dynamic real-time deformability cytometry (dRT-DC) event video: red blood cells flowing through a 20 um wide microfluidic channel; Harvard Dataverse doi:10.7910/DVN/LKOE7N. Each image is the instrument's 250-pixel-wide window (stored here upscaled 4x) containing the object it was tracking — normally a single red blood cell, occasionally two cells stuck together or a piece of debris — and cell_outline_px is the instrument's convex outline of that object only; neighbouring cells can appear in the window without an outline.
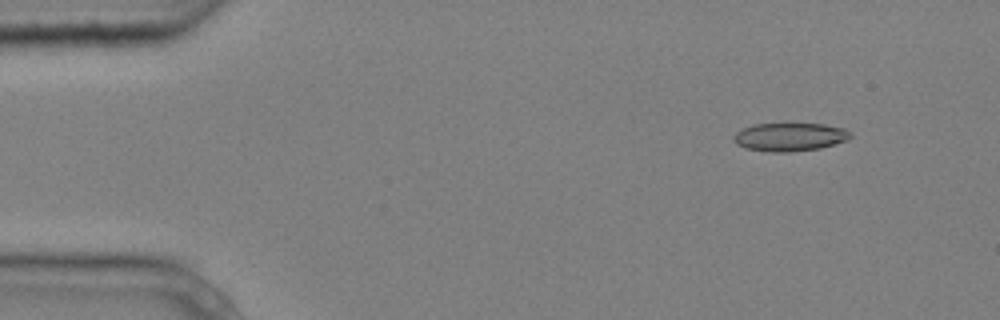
{"species": "common noctule bat (a hibernating species)", "species_latin": "Nyctalus noctula", "temperature_condition": "cold", "stored_images_in_passage": 8, "camera_frame_rate_fps": 3000, "um_per_image_px": 0.085, "animal": {"sex": "male", "body_mass_g": 20.4}, "frame": {"image": 1, "passage_image": 2, "time_ms": 0.333, "image_size_px": [1000, 320], "cell_outline_px": [[852, 136], [848, 140], [820, 148], [788, 152], [768, 152], [744, 148], [736, 144], [732, 140], [732, 136], [740, 128], [752, 124], [824, 124], [844, 128], [852, 132]], "centroid_in_image_um": [67.09, 11.64], "position_along_channel_um": 17.9, "area_um2": 19.54}}
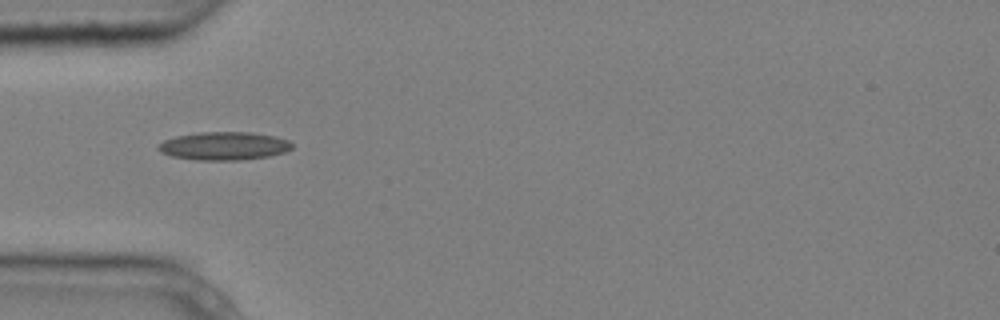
{"frame": {"image": 2, "passage_image": 5, "time_ms": 1.333, "image_size_px": [1000, 320], "cell_outline_px": [[292, 148], [284, 152], [268, 156], [240, 160], [196, 160], [172, 156], [160, 152], [156, 148], [156, 144], [164, 140], [176, 136], [200, 132], [252, 132], [276, 136], [288, 140], [292, 144]], "centroid_in_image_um": [19.01, 12.4], "position_along_channel_um": 66.0, "area_um2": 22.08}}
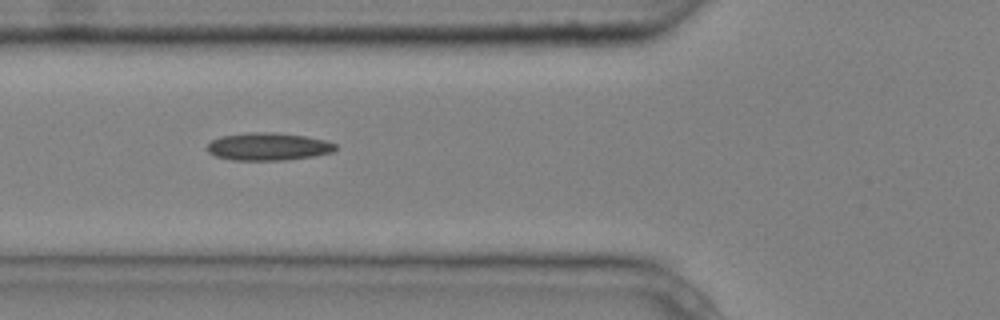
{"frame": {"image": 3, "passage_image": 6, "time_ms": 1.667, "image_size_px": [1000, 320], "cell_outline_px": [[336, 148], [332, 152], [312, 156], [284, 160], [232, 160], [216, 156], [208, 152], [208, 144], [212, 140], [220, 136], [248, 132], [276, 132], [304, 136], [324, 140], [336, 144]], "centroid_in_image_um": [22.77, 12.45], "position_along_channel_um": 103.0, "area_um2": 20.58}}